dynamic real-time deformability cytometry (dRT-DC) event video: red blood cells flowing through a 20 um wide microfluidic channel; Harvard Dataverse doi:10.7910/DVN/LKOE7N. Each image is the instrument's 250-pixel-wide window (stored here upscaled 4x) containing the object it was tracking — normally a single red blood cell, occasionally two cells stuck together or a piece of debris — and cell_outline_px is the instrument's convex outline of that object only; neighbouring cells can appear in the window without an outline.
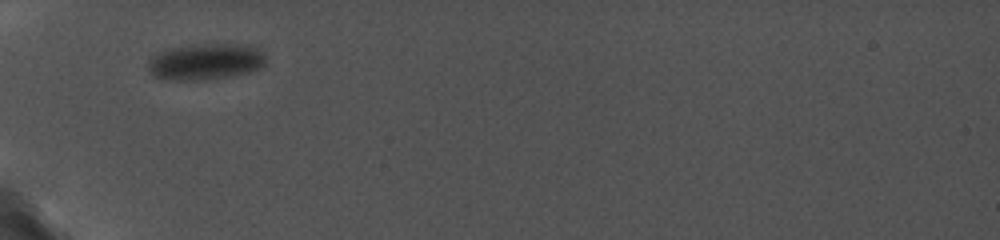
{"species": "common noctule bat (a hibernating species)", "species_latin": "Nyctalus noctula", "temperature_condition": "cold", "stored_images_in_passage": 23, "camera_frame_rate_fps": 5000, "um_per_image_px": 0.085, "animal": {"sex": "female", "body_mass_g": 19.0, "forearm_length_mm": 56.7}, "frame": {"image": 1, "passage_image": 1, "time_ms": 0.0, "image_size_px": [1000, 240], "cell_outline_px": [[264, 64], [260, 68], [252, 72], [232, 76], [204, 80], [164, 80], [156, 76], [148, 68], [148, 60], [152, 56], [168, 48], [204, 44], [248, 44], [264, 52]], "centroid_in_image_um": [17.5, 5.25], "position_along_channel_um": 67.5, "area_um2": 25.03}}
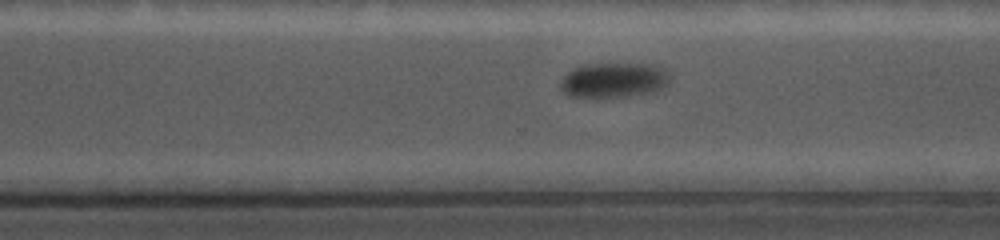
{"frame": {"image": 2, "passage_image": 16, "time_ms": 7.2, "image_size_px": [1000, 240], "cell_outline_px": [[668, 84], [652, 92], [604, 100], [596, 100], [568, 96], [560, 88], [560, 80], [572, 68], [584, 64], [648, 64], [660, 68], [668, 76]], "centroid_in_image_um": [52.05, 6.87], "position_along_channel_um": 318.6, "area_um2": 22.77}}
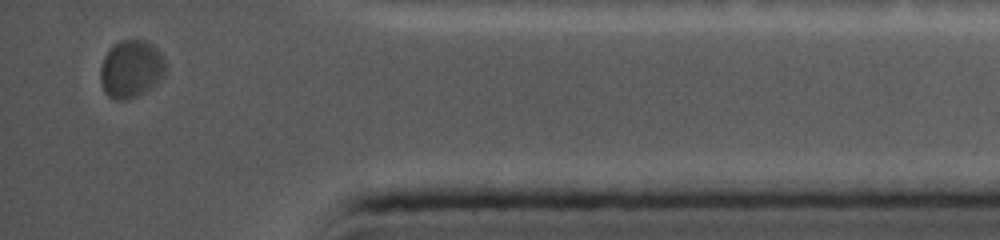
{"frame": {"image": 3, "passage_image": 22, "time_ms": 10.4, "image_size_px": [1000, 240], "cell_outline_px": [[164, 76], [144, 92], [136, 96], [124, 100], [116, 100], [108, 96], [104, 92], [100, 80], [100, 68], [104, 56], [120, 40], [144, 40], [152, 44], [160, 52], [164, 60]], "centroid_in_image_um": [11.12, 5.87], "position_along_channel_um": 424.1, "area_um2": 21.62}, "authors_computed_cell_mechanics": {"area_um2": 23.8714, "velocity_mm_per_s": 3.5934, "shape_relaxation_time_tau1_ms": 0.6833, "shape_relaxation_time_tau2_ms": null, "deformation_change_tau1": 0.0277, "deformation_change_tau2": null}}